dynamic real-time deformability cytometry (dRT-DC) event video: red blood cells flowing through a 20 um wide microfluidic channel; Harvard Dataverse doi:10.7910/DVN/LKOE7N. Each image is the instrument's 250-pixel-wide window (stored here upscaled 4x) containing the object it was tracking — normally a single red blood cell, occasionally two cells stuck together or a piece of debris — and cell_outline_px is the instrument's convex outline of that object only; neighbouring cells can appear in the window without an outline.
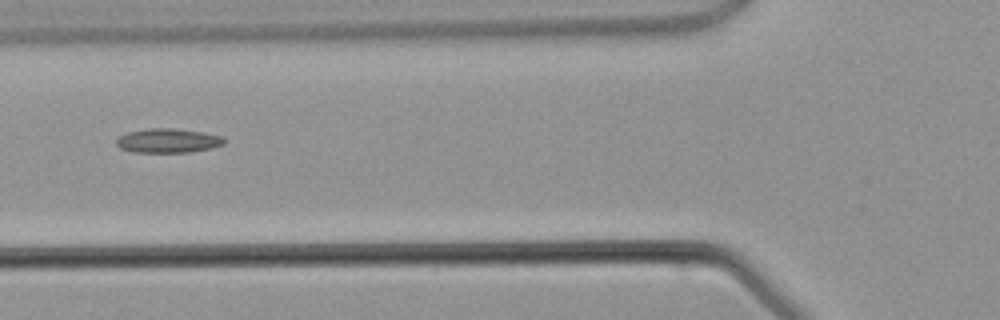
{"species": "common noctule bat (a hibernating species)", "species_latin": "Nyctalus noctula", "temperature_condition": "warm", "stored_images_in_passage": 4, "camera_frame_rate_fps": 3000, "um_per_image_px": 0.085, "animal": {"sex": "male", "body_mass_g": 21.5, "forearm_length_mm": 52.0}, "frame": {"image": 1, "passage_image": 4, "time_ms": 4.333, "image_size_px": [1000, 320], "cell_outline_px": [[224, 144], [212, 148], [192, 152], [132, 152], [120, 148], [116, 144], [116, 140], [120, 136], [128, 132], [148, 128], [172, 128], [200, 132], [224, 136]], "centroid_in_image_um": [14.28, 11.96], "position_along_channel_um": 111.5, "area_um2": 15.2}}